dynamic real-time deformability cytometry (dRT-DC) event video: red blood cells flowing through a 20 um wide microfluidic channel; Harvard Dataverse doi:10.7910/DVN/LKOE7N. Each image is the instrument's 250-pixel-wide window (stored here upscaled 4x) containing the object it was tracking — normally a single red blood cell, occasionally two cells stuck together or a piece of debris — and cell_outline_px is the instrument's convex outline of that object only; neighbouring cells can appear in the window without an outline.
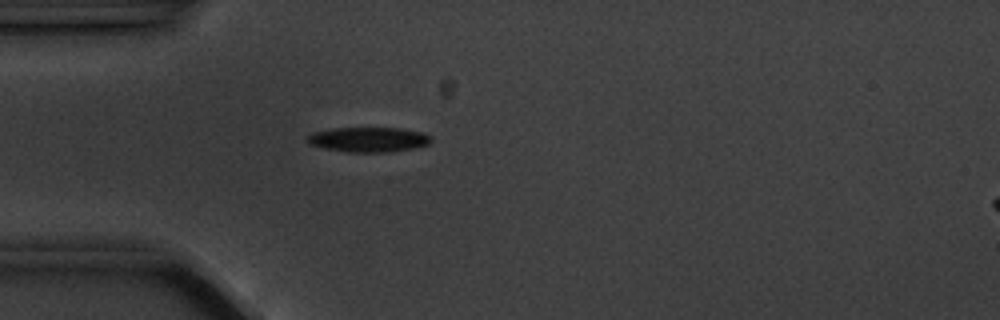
{"species": "common noctule bat (a hibernating species)", "species_latin": "Nyctalus noctula", "temperature_condition": "cold", "stored_images_in_passage": 5, "camera_frame_rate_fps": 3000, "um_per_image_px": 0.085, "animal": {"sex": "male", "body_mass_g": 20.1, "forearm_length_mm": 53.5}, "frame": {"image": 1, "passage_image": 5, "time_ms": 4.333, "image_size_px": [1000, 320], "cell_outline_px": [[432, 140], [428, 144], [412, 148], [388, 152], [348, 152], [324, 148], [308, 144], [304, 140], [312, 132], [332, 128], [400, 128], [424, 132]], "centroid_in_image_um": [31.27, 11.85], "position_along_channel_um": 53.7, "area_um2": 17.98}}